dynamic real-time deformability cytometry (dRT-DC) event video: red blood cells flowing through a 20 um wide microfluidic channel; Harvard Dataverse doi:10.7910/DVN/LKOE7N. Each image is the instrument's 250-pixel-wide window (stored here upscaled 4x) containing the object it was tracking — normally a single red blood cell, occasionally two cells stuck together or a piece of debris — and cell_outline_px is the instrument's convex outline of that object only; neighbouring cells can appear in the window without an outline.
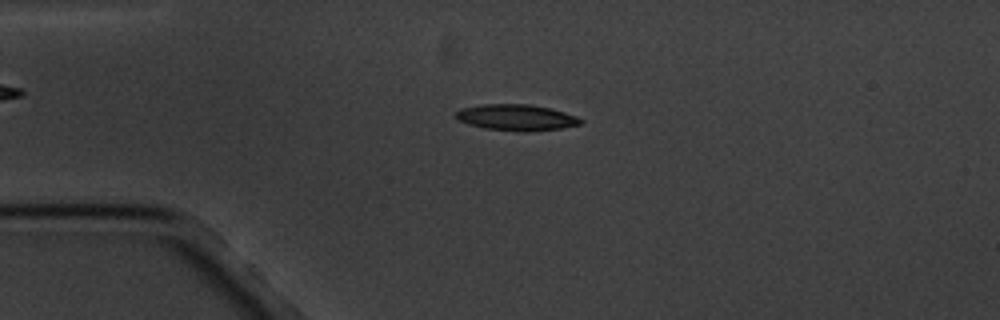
{"species": "common noctule bat (a hibernating species)", "species_latin": "Nyctalus noctula", "temperature_condition": "cold", "stored_images_in_passage": 4, "camera_frame_rate_fps": 3000, "um_per_image_px": 0.085, "animal": {"sex": "male", "body_mass_g": 20.1, "forearm_length_mm": 53.5}, "frame": {"image": 1, "passage_image": 3, "time_ms": 3.0, "image_size_px": [1000, 320], "cell_outline_px": [[584, 120], [580, 124], [560, 128], [524, 132], [516, 132], [484, 128], [468, 124], [456, 120], [456, 112], [460, 108], [480, 104], [528, 104], [548, 108], [564, 112], [576, 116]], "centroid_in_image_um": [43.84, 9.99], "position_along_channel_um": 41.2, "area_um2": 19.07}}